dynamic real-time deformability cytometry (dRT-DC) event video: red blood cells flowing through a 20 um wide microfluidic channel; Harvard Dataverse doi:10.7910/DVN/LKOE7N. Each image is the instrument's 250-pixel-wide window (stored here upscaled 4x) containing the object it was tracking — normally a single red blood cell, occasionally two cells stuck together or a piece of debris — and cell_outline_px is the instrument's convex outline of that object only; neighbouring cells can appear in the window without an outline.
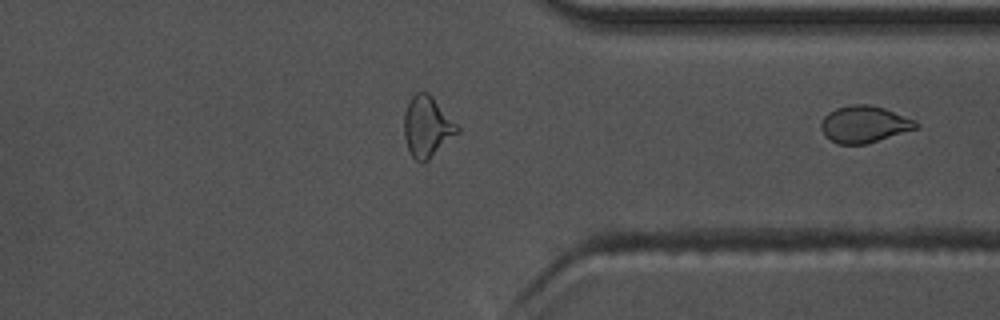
{"species": "common noctule bat (a hibernating species)", "species_latin": "Nyctalus noctula", "temperature_condition": "warm", "stored_images_in_passage": 31, "camera_frame_rate_fps": 3000, "um_per_image_px": 0.085, "animal": {"sex": "male", "body_mass_g": 17.5, "forearm_length_mm": 52.3}, "frame": {"image": 1, "passage_image": 31, "time_ms": 10.0, "image_size_px": [1000, 320], "cell_outline_px": [[920, 124], [916, 128], [864, 144], [840, 144], [824, 136], [820, 128], [820, 124], [824, 116], [828, 112], [836, 108], [852, 104], [868, 104], [884, 108], [916, 120]], "centroid_in_image_um": [73.43, 10.54], "position_along_channel_um": 338.0, "area_um2": 20.17}}